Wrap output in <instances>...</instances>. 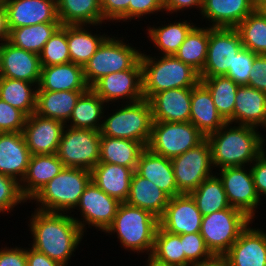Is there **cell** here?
<instances>
[{"mask_svg":"<svg viewBox=\"0 0 266 266\" xmlns=\"http://www.w3.org/2000/svg\"><path fill=\"white\" fill-rule=\"evenodd\" d=\"M112 111L111 114L104 115L101 134L138 141L147 147L153 123L149 100L143 98L136 102L121 104V107Z\"/></svg>","mask_w":266,"mask_h":266,"instance_id":"8992f818","label":"cell"},{"mask_svg":"<svg viewBox=\"0 0 266 266\" xmlns=\"http://www.w3.org/2000/svg\"><path fill=\"white\" fill-rule=\"evenodd\" d=\"M142 93L149 100L154 94L175 88H192L200 82L199 73L175 55L151 57L141 53Z\"/></svg>","mask_w":266,"mask_h":266,"instance_id":"3957f363","label":"cell"},{"mask_svg":"<svg viewBox=\"0 0 266 266\" xmlns=\"http://www.w3.org/2000/svg\"><path fill=\"white\" fill-rule=\"evenodd\" d=\"M101 132L65 126L56 155L65 167L92 170L100 159Z\"/></svg>","mask_w":266,"mask_h":266,"instance_id":"9c48e42d","label":"cell"},{"mask_svg":"<svg viewBox=\"0 0 266 266\" xmlns=\"http://www.w3.org/2000/svg\"><path fill=\"white\" fill-rule=\"evenodd\" d=\"M4 5L10 31L39 23H61L57 0H6Z\"/></svg>","mask_w":266,"mask_h":266,"instance_id":"d6986e66","label":"cell"},{"mask_svg":"<svg viewBox=\"0 0 266 266\" xmlns=\"http://www.w3.org/2000/svg\"><path fill=\"white\" fill-rule=\"evenodd\" d=\"M7 10L4 4H0V45L9 39Z\"/></svg>","mask_w":266,"mask_h":266,"instance_id":"6f0895ef","label":"cell"},{"mask_svg":"<svg viewBox=\"0 0 266 266\" xmlns=\"http://www.w3.org/2000/svg\"><path fill=\"white\" fill-rule=\"evenodd\" d=\"M30 157L22 132L0 133V174L21 183L27 173Z\"/></svg>","mask_w":266,"mask_h":266,"instance_id":"7402d4cb","label":"cell"},{"mask_svg":"<svg viewBox=\"0 0 266 266\" xmlns=\"http://www.w3.org/2000/svg\"><path fill=\"white\" fill-rule=\"evenodd\" d=\"M90 181V170L64 167L31 201L34 200L35 204L39 205L36 210L58 213L74 212L73 210L78 205L81 195Z\"/></svg>","mask_w":266,"mask_h":266,"instance_id":"5b68a950","label":"cell"},{"mask_svg":"<svg viewBox=\"0 0 266 266\" xmlns=\"http://www.w3.org/2000/svg\"><path fill=\"white\" fill-rule=\"evenodd\" d=\"M194 23H191L184 20L182 22H173L168 23L164 26H154L147 27V37L150 41L153 42V46L157 47L158 51H161V55H174L181 44L185 41L187 34L195 26Z\"/></svg>","mask_w":266,"mask_h":266,"instance_id":"8d00e7d4","label":"cell"},{"mask_svg":"<svg viewBox=\"0 0 266 266\" xmlns=\"http://www.w3.org/2000/svg\"><path fill=\"white\" fill-rule=\"evenodd\" d=\"M257 8H259L266 0H253Z\"/></svg>","mask_w":266,"mask_h":266,"instance_id":"94428289","label":"cell"},{"mask_svg":"<svg viewBox=\"0 0 266 266\" xmlns=\"http://www.w3.org/2000/svg\"><path fill=\"white\" fill-rule=\"evenodd\" d=\"M205 138L192 122L153 121L147 148L172 159L197 146Z\"/></svg>","mask_w":266,"mask_h":266,"instance_id":"30bf717a","label":"cell"},{"mask_svg":"<svg viewBox=\"0 0 266 266\" xmlns=\"http://www.w3.org/2000/svg\"><path fill=\"white\" fill-rule=\"evenodd\" d=\"M27 266H63L58 261L50 259L44 253H41L30 246L26 247Z\"/></svg>","mask_w":266,"mask_h":266,"instance_id":"9f6ffc18","label":"cell"},{"mask_svg":"<svg viewBox=\"0 0 266 266\" xmlns=\"http://www.w3.org/2000/svg\"><path fill=\"white\" fill-rule=\"evenodd\" d=\"M146 260L147 264L145 266H176V265H170L158 262L157 260L153 259L151 256H148Z\"/></svg>","mask_w":266,"mask_h":266,"instance_id":"91938a15","label":"cell"},{"mask_svg":"<svg viewBox=\"0 0 266 266\" xmlns=\"http://www.w3.org/2000/svg\"><path fill=\"white\" fill-rule=\"evenodd\" d=\"M106 106L107 104L89 87L77 100L67 122L70 124L65 125L73 128L101 131Z\"/></svg>","mask_w":266,"mask_h":266,"instance_id":"836d02e7","label":"cell"},{"mask_svg":"<svg viewBox=\"0 0 266 266\" xmlns=\"http://www.w3.org/2000/svg\"><path fill=\"white\" fill-rule=\"evenodd\" d=\"M232 125L226 122L217 131L206 136L211 148L214 169L248 167L265 151L266 139L258 131L259 128Z\"/></svg>","mask_w":266,"mask_h":266,"instance_id":"7a4b0ae2","label":"cell"},{"mask_svg":"<svg viewBox=\"0 0 266 266\" xmlns=\"http://www.w3.org/2000/svg\"><path fill=\"white\" fill-rule=\"evenodd\" d=\"M2 77V73H1V56H0V78Z\"/></svg>","mask_w":266,"mask_h":266,"instance_id":"be15d7a7","label":"cell"},{"mask_svg":"<svg viewBox=\"0 0 266 266\" xmlns=\"http://www.w3.org/2000/svg\"><path fill=\"white\" fill-rule=\"evenodd\" d=\"M88 88L81 65L68 62L41 66L37 91H86Z\"/></svg>","mask_w":266,"mask_h":266,"instance_id":"cb8c5ba5","label":"cell"},{"mask_svg":"<svg viewBox=\"0 0 266 266\" xmlns=\"http://www.w3.org/2000/svg\"><path fill=\"white\" fill-rule=\"evenodd\" d=\"M27 116L0 99V133L23 132Z\"/></svg>","mask_w":266,"mask_h":266,"instance_id":"c3c4849f","label":"cell"},{"mask_svg":"<svg viewBox=\"0 0 266 266\" xmlns=\"http://www.w3.org/2000/svg\"><path fill=\"white\" fill-rule=\"evenodd\" d=\"M0 99L28 117L36 111L37 85L24 80L1 77Z\"/></svg>","mask_w":266,"mask_h":266,"instance_id":"d590c367","label":"cell"},{"mask_svg":"<svg viewBox=\"0 0 266 266\" xmlns=\"http://www.w3.org/2000/svg\"><path fill=\"white\" fill-rule=\"evenodd\" d=\"M189 122L204 136L217 131L226 123L216 109L209 90L201 82L192 87Z\"/></svg>","mask_w":266,"mask_h":266,"instance_id":"83f0119b","label":"cell"},{"mask_svg":"<svg viewBox=\"0 0 266 266\" xmlns=\"http://www.w3.org/2000/svg\"><path fill=\"white\" fill-rule=\"evenodd\" d=\"M203 0H163V8L165 13L174 14L183 11L184 9L198 8L201 12Z\"/></svg>","mask_w":266,"mask_h":266,"instance_id":"11a10c76","label":"cell"},{"mask_svg":"<svg viewBox=\"0 0 266 266\" xmlns=\"http://www.w3.org/2000/svg\"><path fill=\"white\" fill-rule=\"evenodd\" d=\"M257 7L253 0H203L200 14L212 28H235Z\"/></svg>","mask_w":266,"mask_h":266,"instance_id":"603a6c76","label":"cell"},{"mask_svg":"<svg viewBox=\"0 0 266 266\" xmlns=\"http://www.w3.org/2000/svg\"><path fill=\"white\" fill-rule=\"evenodd\" d=\"M65 126L36 113L28 116L22 133L31 155L56 154Z\"/></svg>","mask_w":266,"mask_h":266,"instance_id":"e0dca14e","label":"cell"},{"mask_svg":"<svg viewBox=\"0 0 266 266\" xmlns=\"http://www.w3.org/2000/svg\"><path fill=\"white\" fill-rule=\"evenodd\" d=\"M181 243L185 254V266L206 263L215 258L199 232L181 234Z\"/></svg>","mask_w":266,"mask_h":266,"instance_id":"f6af8a7d","label":"cell"},{"mask_svg":"<svg viewBox=\"0 0 266 266\" xmlns=\"http://www.w3.org/2000/svg\"><path fill=\"white\" fill-rule=\"evenodd\" d=\"M200 82L209 90L222 118L233 124L235 97L239 85L226 76L200 77Z\"/></svg>","mask_w":266,"mask_h":266,"instance_id":"f35d334b","label":"cell"},{"mask_svg":"<svg viewBox=\"0 0 266 266\" xmlns=\"http://www.w3.org/2000/svg\"><path fill=\"white\" fill-rule=\"evenodd\" d=\"M123 40L124 38L118 39L109 35L83 66L84 78L90 88L100 78L131 69L140 60V49L133 47L131 43L126 44Z\"/></svg>","mask_w":266,"mask_h":266,"instance_id":"52a82bcc","label":"cell"},{"mask_svg":"<svg viewBox=\"0 0 266 266\" xmlns=\"http://www.w3.org/2000/svg\"><path fill=\"white\" fill-rule=\"evenodd\" d=\"M90 25H67V42L70 60L74 64L84 66L95 54L108 34L89 32Z\"/></svg>","mask_w":266,"mask_h":266,"instance_id":"e575fe53","label":"cell"},{"mask_svg":"<svg viewBox=\"0 0 266 266\" xmlns=\"http://www.w3.org/2000/svg\"><path fill=\"white\" fill-rule=\"evenodd\" d=\"M135 171L157 185L170 198L181 194L170 158L156 154L146 147L139 157Z\"/></svg>","mask_w":266,"mask_h":266,"instance_id":"484cf974","label":"cell"},{"mask_svg":"<svg viewBox=\"0 0 266 266\" xmlns=\"http://www.w3.org/2000/svg\"><path fill=\"white\" fill-rule=\"evenodd\" d=\"M191 266H226V264L225 261L222 259V257H215L213 260L209 262L194 264Z\"/></svg>","mask_w":266,"mask_h":266,"instance_id":"680465c9","label":"cell"},{"mask_svg":"<svg viewBox=\"0 0 266 266\" xmlns=\"http://www.w3.org/2000/svg\"><path fill=\"white\" fill-rule=\"evenodd\" d=\"M129 3L130 0H101L103 24L111 20L129 22Z\"/></svg>","mask_w":266,"mask_h":266,"instance_id":"681fc988","label":"cell"},{"mask_svg":"<svg viewBox=\"0 0 266 266\" xmlns=\"http://www.w3.org/2000/svg\"><path fill=\"white\" fill-rule=\"evenodd\" d=\"M171 162L177 188L181 194H190L206 178L215 174L211 148L206 138L185 153L173 157Z\"/></svg>","mask_w":266,"mask_h":266,"instance_id":"8fae6325","label":"cell"},{"mask_svg":"<svg viewBox=\"0 0 266 266\" xmlns=\"http://www.w3.org/2000/svg\"><path fill=\"white\" fill-rule=\"evenodd\" d=\"M64 167L56 154L31 155L27 173L20 183L24 198L30 203L31 199Z\"/></svg>","mask_w":266,"mask_h":266,"instance_id":"d4e9b609","label":"cell"},{"mask_svg":"<svg viewBox=\"0 0 266 266\" xmlns=\"http://www.w3.org/2000/svg\"><path fill=\"white\" fill-rule=\"evenodd\" d=\"M2 77L24 80L38 86L41 74L39 55L11 44L0 45Z\"/></svg>","mask_w":266,"mask_h":266,"instance_id":"ffe728a7","label":"cell"},{"mask_svg":"<svg viewBox=\"0 0 266 266\" xmlns=\"http://www.w3.org/2000/svg\"><path fill=\"white\" fill-rule=\"evenodd\" d=\"M158 226L159 219L151 212L121 202L113 223L104 234L117 233L116 237L125 250L151 256Z\"/></svg>","mask_w":266,"mask_h":266,"instance_id":"277c9868","label":"cell"},{"mask_svg":"<svg viewBox=\"0 0 266 266\" xmlns=\"http://www.w3.org/2000/svg\"><path fill=\"white\" fill-rule=\"evenodd\" d=\"M251 69L247 86L266 93V55H257Z\"/></svg>","mask_w":266,"mask_h":266,"instance_id":"816d5d0a","label":"cell"},{"mask_svg":"<svg viewBox=\"0 0 266 266\" xmlns=\"http://www.w3.org/2000/svg\"><path fill=\"white\" fill-rule=\"evenodd\" d=\"M29 222L32 248L67 266L84 236L72 214L35 209Z\"/></svg>","mask_w":266,"mask_h":266,"instance_id":"6da1fadb","label":"cell"},{"mask_svg":"<svg viewBox=\"0 0 266 266\" xmlns=\"http://www.w3.org/2000/svg\"><path fill=\"white\" fill-rule=\"evenodd\" d=\"M62 26L61 23H39L10 31L8 41L18 48L40 54L45 43Z\"/></svg>","mask_w":266,"mask_h":266,"instance_id":"60d3db41","label":"cell"},{"mask_svg":"<svg viewBox=\"0 0 266 266\" xmlns=\"http://www.w3.org/2000/svg\"><path fill=\"white\" fill-rule=\"evenodd\" d=\"M6 0H0V4H4Z\"/></svg>","mask_w":266,"mask_h":266,"instance_id":"e7e4bbea","label":"cell"},{"mask_svg":"<svg viewBox=\"0 0 266 266\" xmlns=\"http://www.w3.org/2000/svg\"><path fill=\"white\" fill-rule=\"evenodd\" d=\"M266 14V2L259 7Z\"/></svg>","mask_w":266,"mask_h":266,"instance_id":"6125c7cd","label":"cell"},{"mask_svg":"<svg viewBox=\"0 0 266 266\" xmlns=\"http://www.w3.org/2000/svg\"><path fill=\"white\" fill-rule=\"evenodd\" d=\"M243 48L257 55H266V14L256 8L236 27Z\"/></svg>","mask_w":266,"mask_h":266,"instance_id":"b9f144b4","label":"cell"},{"mask_svg":"<svg viewBox=\"0 0 266 266\" xmlns=\"http://www.w3.org/2000/svg\"><path fill=\"white\" fill-rule=\"evenodd\" d=\"M169 200L170 197L157 185L134 171L126 203L147 210L159 219Z\"/></svg>","mask_w":266,"mask_h":266,"instance_id":"f546056e","label":"cell"},{"mask_svg":"<svg viewBox=\"0 0 266 266\" xmlns=\"http://www.w3.org/2000/svg\"><path fill=\"white\" fill-rule=\"evenodd\" d=\"M202 214L190 194H180L170 198L159 226L172 234H189L200 232Z\"/></svg>","mask_w":266,"mask_h":266,"instance_id":"2e32d148","label":"cell"},{"mask_svg":"<svg viewBox=\"0 0 266 266\" xmlns=\"http://www.w3.org/2000/svg\"><path fill=\"white\" fill-rule=\"evenodd\" d=\"M208 44L209 26L198 27L195 25L174 55L200 74L206 62Z\"/></svg>","mask_w":266,"mask_h":266,"instance_id":"74e56055","label":"cell"},{"mask_svg":"<svg viewBox=\"0 0 266 266\" xmlns=\"http://www.w3.org/2000/svg\"><path fill=\"white\" fill-rule=\"evenodd\" d=\"M133 173L134 170L129 167L98 163L91 170V180L107 195L125 202L129 195Z\"/></svg>","mask_w":266,"mask_h":266,"instance_id":"f1b7e54d","label":"cell"},{"mask_svg":"<svg viewBox=\"0 0 266 266\" xmlns=\"http://www.w3.org/2000/svg\"><path fill=\"white\" fill-rule=\"evenodd\" d=\"M58 18L62 25H92L103 23L101 0H57Z\"/></svg>","mask_w":266,"mask_h":266,"instance_id":"d6a6232c","label":"cell"},{"mask_svg":"<svg viewBox=\"0 0 266 266\" xmlns=\"http://www.w3.org/2000/svg\"><path fill=\"white\" fill-rule=\"evenodd\" d=\"M250 168L258 196L266 198V150L251 163Z\"/></svg>","mask_w":266,"mask_h":266,"instance_id":"f5cc1de1","label":"cell"},{"mask_svg":"<svg viewBox=\"0 0 266 266\" xmlns=\"http://www.w3.org/2000/svg\"><path fill=\"white\" fill-rule=\"evenodd\" d=\"M192 88H175L154 94L150 99L153 121L189 122Z\"/></svg>","mask_w":266,"mask_h":266,"instance_id":"44dd1931","label":"cell"},{"mask_svg":"<svg viewBox=\"0 0 266 266\" xmlns=\"http://www.w3.org/2000/svg\"><path fill=\"white\" fill-rule=\"evenodd\" d=\"M151 257L164 264L185 266L181 235L169 233L158 226Z\"/></svg>","mask_w":266,"mask_h":266,"instance_id":"7bdbcfd3","label":"cell"},{"mask_svg":"<svg viewBox=\"0 0 266 266\" xmlns=\"http://www.w3.org/2000/svg\"><path fill=\"white\" fill-rule=\"evenodd\" d=\"M25 202L27 200L22 195L18 180L0 174V213H11L16 205Z\"/></svg>","mask_w":266,"mask_h":266,"instance_id":"bcb514c9","label":"cell"},{"mask_svg":"<svg viewBox=\"0 0 266 266\" xmlns=\"http://www.w3.org/2000/svg\"><path fill=\"white\" fill-rule=\"evenodd\" d=\"M41 66L71 62L67 42V25H62L45 43L39 54Z\"/></svg>","mask_w":266,"mask_h":266,"instance_id":"ee69618b","label":"cell"},{"mask_svg":"<svg viewBox=\"0 0 266 266\" xmlns=\"http://www.w3.org/2000/svg\"><path fill=\"white\" fill-rule=\"evenodd\" d=\"M91 89L106 103H132L143 99L142 66L140 60L128 70L100 78ZM127 101H125V100ZM129 100V101H128Z\"/></svg>","mask_w":266,"mask_h":266,"instance_id":"9a60e30c","label":"cell"},{"mask_svg":"<svg viewBox=\"0 0 266 266\" xmlns=\"http://www.w3.org/2000/svg\"><path fill=\"white\" fill-rule=\"evenodd\" d=\"M246 166L225 167L219 169V176L223 183L227 200L231 207L243 211L253 221L256 209L259 208L261 199L258 196L251 168Z\"/></svg>","mask_w":266,"mask_h":266,"instance_id":"4fadbf2b","label":"cell"},{"mask_svg":"<svg viewBox=\"0 0 266 266\" xmlns=\"http://www.w3.org/2000/svg\"><path fill=\"white\" fill-rule=\"evenodd\" d=\"M160 11H164L163 0H130L129 20L140 19Z\"/></svg>","mask_w":266,"mask_h":266,"instance_id":"f907efd6","label":"cell"},{"mask_svg":"<svg viewBox=\"0 0 266 266\" xmlns=\"http://www.w3.org/2000/svg\"><path fill=\"white\" fill-rule=\"evenodd\" d=\"M0 266H27L26 248L2 247L0 249Z\"/></svg>","mask_w":266,"mask_h":266,"instance_id":"db71d44e","label":"cell"},{"mask_svg":"<svg viewBox=\"0 0 266 266\" xmlns=\"http://www.w3.org/2000/svg\"><path fill=\"white\" fill-rule=\"evenodd\" d=\"M250 226L222 256L226 266H266V232Z\"/></svg>","mask_w":266,"mask_h":266,"instance_id":"ac0fdd59","label":"cell"},{"mask_svg":"<svg viewBox=\"0 0 266 266\" xmlns=\"http://www.w3.org/2000/svg\"><path fill=\"white\" fill-rule=\"evenodd\" d=\"M120 204L119 200L107 195L91 180L75 207L83 218L73 217L74 215L72 218L78 223L83 234L87 230L86 225L88 228L95 227L98 231L105 232L113 223Z\"/></svg>","mask_w":266,"mask_h":266,"instance_id":"7c38bea8","label":"cell"},{"mask_svg":"<svg viewBox=\"0 0 266 266\" xmlns=\"http://www.w3.org/2000/svg\"><path fill=\"white\" fill-rule=\"evenodd\" d=\"M190 195L202 216L231 207L223 183L216 173L206 178Z\"/></svg>","mask_w":266,"mask_h":266,"instance_id":"ab89813d","label":"cell"},{"mask_svg":"<svg viewBox=\"0 0 266 266\" xmlns=\"http://www.w3.org/2000/svg\"><path fill=\"white\" fill-rule=\"evenodd\" d=\"M83 92L85 91H37L35 113L67 124Z\"/></svg>","mask_w":266,"mask_h":266,"instance_id":"1f68e13d","label":"cell"},{"mask_svg":"<svg viewBox=\"0 0 266 266\" xmlns=\"http://www.w3.org/2000/svg\"><path fill=\"white\" fill-rule=\"evenodd\" d=\"M256 56L257 54L253 53L251 50L242 48L235 55L232 67L228 69L225 76L232 79L239 86L248 85L249 74Z\"/></svg>","mask_w":266,"mask_h":266,"instance_id":"7dc6e473","label":"cell"},{"mask_svg":"<svg viewBox=\"0 0 266 266\" xmlns=\"http://www.w3.org/2000/svg\"><path fill=\"white\" fill-rule=\"evenodd\" d=\"M253 220L243 211L230 207L202 217L200 234L215 257H222Z\"/></svg>","mask_w":266,"mask_h":266,"instance_id":"ba28073f","label":"cell"},{"mask_svg":"<svg viewBox=\"0 0 266 266\" xmlns=\"http://www.w3.org/2000/svg\"><path fill=\"white\" fill-rule=\"evenodd\" d=\"M266 128V93L253 87L239 86L233 111V124Z\"/></svg>","mask_w":266,"mask_h":266,"instance_id":"4316f807","label":"cell"},{"mask_svg":"<svg viewBox=\"0 0 266 266\" xmlns=\"http://www.w3.org/2000/svg\"><path fill=\"white\" fill-rule=\"evenodd\" d=\"M243 48L236 28L209 27L207 58L200 77L225 76L235 55Z\"/></svg>","mask_w":266,"mask_h":266,"instance_id":"5bb4252c","label":"cell"},{"mask_svg":"<svg viewBox=\"0 0 266 266\" xmlns=\"http://www.w3.org/2000/svg\"><path fill=\"white\" fill-rule=\"evenodd\" d=\"M145 148L146 146L138 141L101 134L99 163L117 164L135 171L139 157Z\"/></svg>","mask_w":266,"mask_h":266,"instance_id":"4dcf8cb0","label":"cell"}]
</instances>
